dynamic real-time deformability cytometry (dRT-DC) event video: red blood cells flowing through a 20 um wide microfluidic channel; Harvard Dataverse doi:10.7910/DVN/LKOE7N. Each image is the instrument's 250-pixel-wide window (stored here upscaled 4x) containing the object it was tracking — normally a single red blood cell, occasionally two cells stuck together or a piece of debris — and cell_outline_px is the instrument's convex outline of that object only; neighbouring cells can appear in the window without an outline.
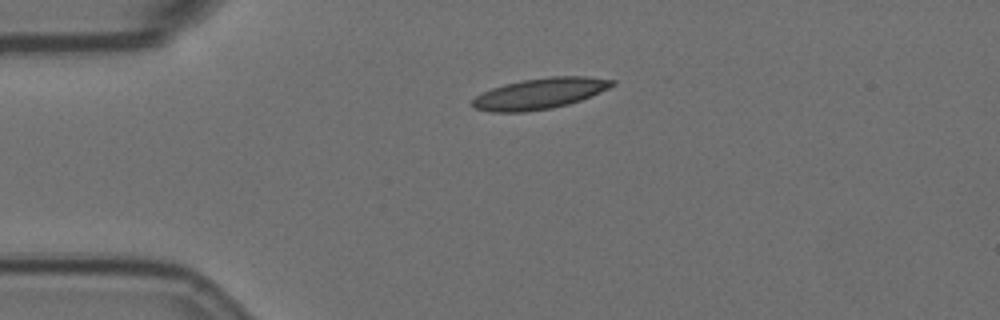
{"species": "Egyptian fruit bat (a non-hibernating species)", "species_latin": "Rousettus aegyptiacus", "temperature_condition": "room temperature", "stored_images_in_passage": 2, "camera_frame_rate_fps": 3000, "um_per_image_px": 0.085, "animal": {"sex": "female"}, "frame": {"image": 1, "passage_image": 1, "time_ms": 0.0, "image_size_px": [1000, 320], "cell_outline_px": [[616, 84], [600, 92], [580, 100], [568, 104], [552, 108], [524, 112], [488, 112], [472, 108], [472, 100], [476, 96], [492, 88], [504, 84], [524, 80], [548, 76], [588, 76], [616, 80]], "centroid_in_image_um": [45.88, 7.95], "position_along_channel_um": 39.1, "area_um2": 25.2}}